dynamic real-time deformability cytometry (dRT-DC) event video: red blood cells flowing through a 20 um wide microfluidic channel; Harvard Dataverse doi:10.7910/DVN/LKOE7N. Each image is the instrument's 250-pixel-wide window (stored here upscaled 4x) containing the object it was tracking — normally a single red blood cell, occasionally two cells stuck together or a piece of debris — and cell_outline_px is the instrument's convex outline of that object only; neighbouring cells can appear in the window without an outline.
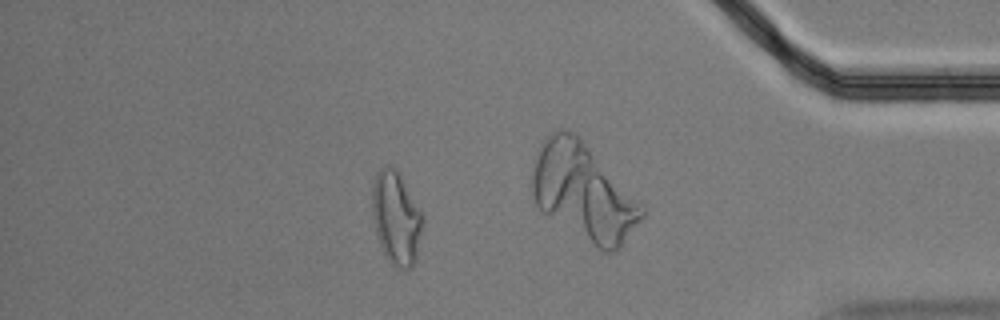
{"species": "Egyptian fruit bat (a non-hibernating species)", "species_latin": "Rousettus aegyptiacus", "temperature_condition": "cold", "stored_images_in_passage": 44, "camera_frame_rate_fps": 3000, "um_per_image_px": 0.085, "animal": {"sex": "male"}, "frame": {"image": 1, "passage_image": 38, "time_ms": 12.333, "image_size_px": [1000, 320], "cell_outline_px": [[424, 216], [416, 260], [412, 268], [396, 268], [384, 256], [376, 232], [372, 216], [372, 184], [376, 172], [384, 164], [392, 164], [396, 168]], "centroid_in_image_um": [33.66, 18.5], "position_along_channel_um": 401.5, "area_um2": 27.69}}